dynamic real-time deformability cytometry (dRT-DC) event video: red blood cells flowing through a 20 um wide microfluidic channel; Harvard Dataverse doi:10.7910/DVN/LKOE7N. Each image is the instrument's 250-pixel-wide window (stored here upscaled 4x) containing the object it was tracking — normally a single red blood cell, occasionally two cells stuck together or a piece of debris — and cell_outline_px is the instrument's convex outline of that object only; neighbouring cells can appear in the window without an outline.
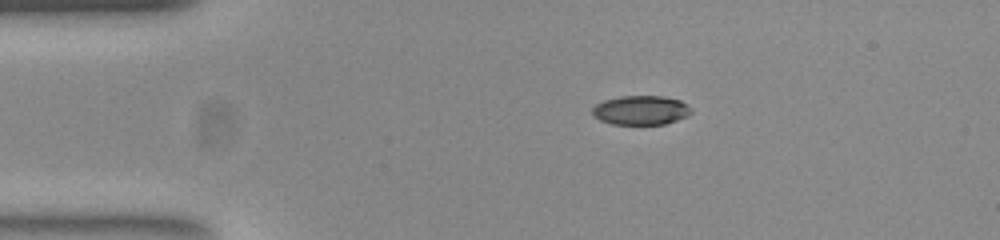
{"species": "common noctule bat (a hibernating species)", "species_latin": "Nyctalus noctula", "temperature_condition": "room temperature", "stored_images_in_passage": 43, "camera_frame_rate_fps": 3000, "um_per_image_px": 0.085, "animal": {"sex": "female", "body_mass_g": 23.0, "forearm_length_mm": 53.4}, "frame": {"image": 1, "passage_image": 1, "time_ms": 0.0, "image_size_px": [1000, 240], "cell_outline_px": [[692, 112], [688, 116], [664, 124], [612, 124], [600, 120], [592, 116], [592, 108], [596, 104], [604, 100], [620, 96], [664, 96], [680, 100], [688, 104], [692, 108]], "centroid_in_image_um": [54.48, 9.36], "position_along_channel_um": 30.5, "area_um2": 16.99}}
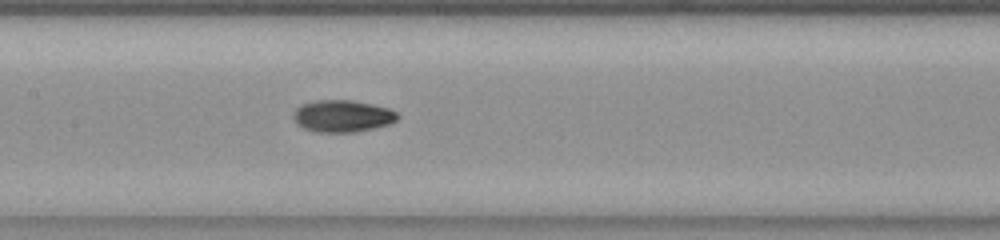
{"frame": {"image": 2, "passage_image": 16, "time_ms": 5.0, "image_size_px": [1000, 240], "cell_outline_px": [[400, 116], [396, 120], [388, 124], [356, 132], [316, 132], [304, 128], [296, 124], [292, 116], [292, 112], [300, 104], [316, 100], [352, 100], [372, 104], [388, 108], [396, 112]], "centroid_in_image_um": [29.06, 9.86], "position_along_channel_um": 178.3, "area_um2": 19.54}}
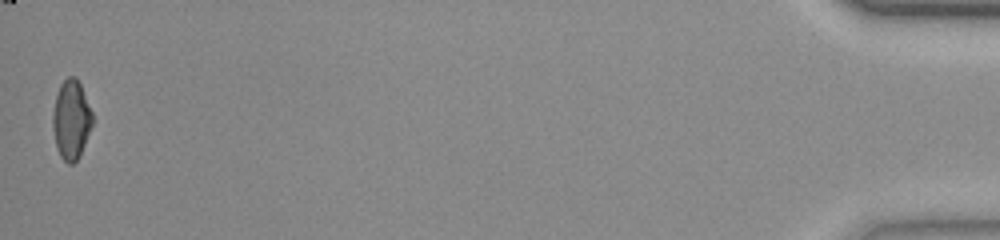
{"frame": {"image": 3, "passage_image": 43, "time_ms": 14.0, "image_size_px": [1000, 240], "cell_outline_px": [[92, 124], [84, 144], [76, 160], [72, 164], [68, 164], [60, 156], [56, 148], [52, 128], [52, 116], [56, 96], [60, 84], [68, 76], [76, 76], [80, 84], [92, 112]], "centroid_in_image_um": [6.03, 10.16], "position_along_channel_um": 429.2, "area_um2": 18.09}, "authors_computed_cell_mechanics": {"area_um2": 18.5538, "velocity_mm_per_s": 3.901, "shape_relaxation_time_tau1_ms": 9.0834, "shape_relaxation_time_tau2_ms": 1.3456, "deformation_change_tau1": 0.2326, "deformation_change_tau2": 0.0556}}